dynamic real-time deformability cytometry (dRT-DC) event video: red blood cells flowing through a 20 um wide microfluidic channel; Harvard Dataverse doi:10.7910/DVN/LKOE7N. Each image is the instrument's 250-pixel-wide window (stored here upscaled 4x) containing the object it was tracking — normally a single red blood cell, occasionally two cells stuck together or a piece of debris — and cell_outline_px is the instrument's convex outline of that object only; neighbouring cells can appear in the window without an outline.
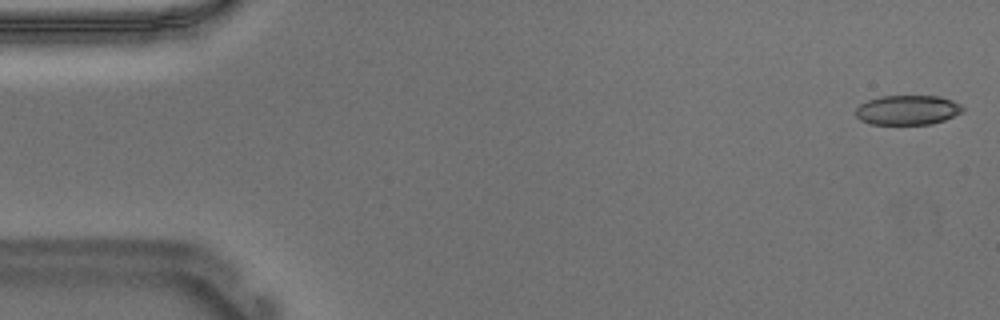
{"species": "Egyptian fruit bat (a non-hibernating species)", "species_latin": "Rousettus aegyptiacus", "temperature_condition": "warm", "stored_images_in_passage": 54, "camera_frame_rate_fps": 3000, "um_per_image_px": 0.085, "animal": {"sex": "male"}, "frame": {"image": 1, "passage_image": 1, "time_ms": 0.0, "image_size_px": [1000, 320], "cell_outline_px": [[964, 112], [944, 120], [932, 124], [868, 124], [860, 120], [856, 116], [856, 108], [860, 104], [868, 100], [880, 96], [940, 96], [952, 100], [960, 104], [964, 108]], "centroid_in_image_um": [77.15, 9.35], "position_along_channel_um": 7.8, "area_um2": 18.61}}
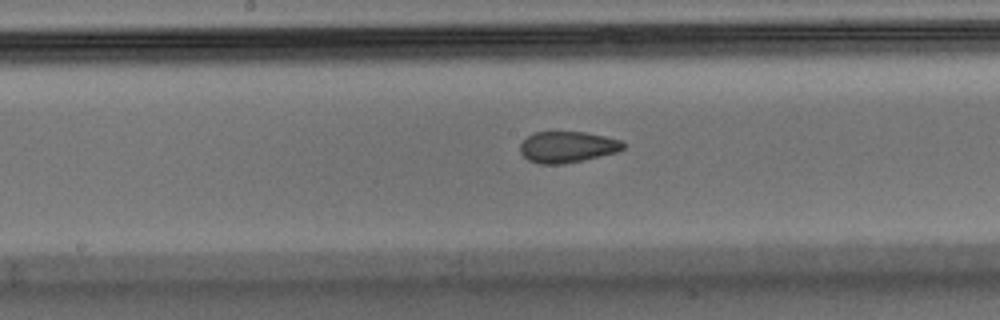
{"frame": {"image": 2, "passage_image": 27, "time_ms": 8.667, "image_size_px": [1000, 320], "cell_outline_px": [[624, 148], [616, 152], [584, 160], [564, 164], [540, 164], [528, 160], [520, 152], [520, 144], [532, 132], [584, 132], [604, 136], [620, 140], [624, 144]], "centroid_in_image_um": [48.2, 12.5], "position_along_channel_um": 200.0, "area_um2": 18.67}}
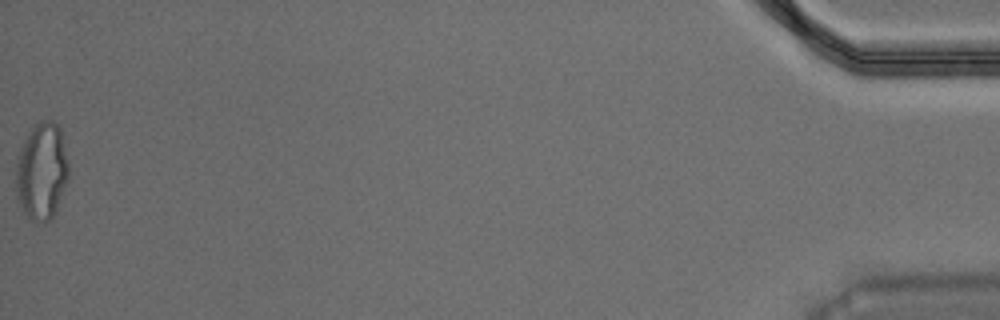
{"frame": {"image": 3, "passage_image": 54, "time_ms": 17.667, "image_size_px": [1000, 320], "cell_outline_px": [[68, 180], [56, 212], [48, 220], [36, 224], [24, 212], [16, 196], [16, 160], [20, 148], [32, 124], [40, 120], [52, 120], [60, 128], [68, 160]], "centroid_in_image_um": [3.54, 14.54], "position_along_channel_um": 431.7, "area_um2": 30.23}, "authors_computed_cell_mechanics": {"area_um2": 19.8254, "velocity_mm_per_s": 3.7117, "shape_relaxation_time_tau1_ms": null, "shape_relaxation_time_tau2_ms": 1.6584, "deformation_change_tau1": null, "deformation_change_tau2": 0.0776}}